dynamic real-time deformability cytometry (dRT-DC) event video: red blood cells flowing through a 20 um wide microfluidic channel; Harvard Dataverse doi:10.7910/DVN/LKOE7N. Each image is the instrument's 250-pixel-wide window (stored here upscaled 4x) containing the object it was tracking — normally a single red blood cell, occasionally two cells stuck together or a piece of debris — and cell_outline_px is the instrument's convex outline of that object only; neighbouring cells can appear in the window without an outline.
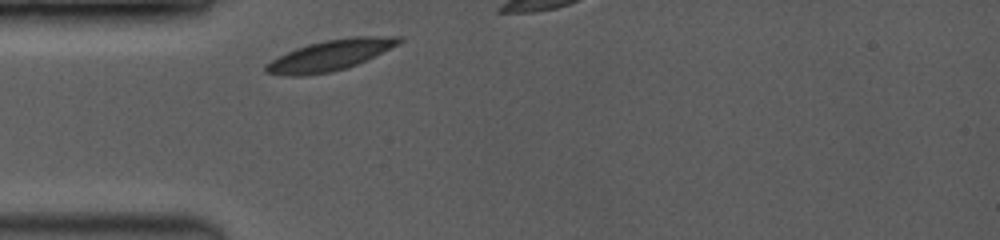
{"species": "common noctule bat (a hibernating species)", "species_latin": "Nyctalus noctula", "temperature_condition": "room temperature", "stored_images_in_passage": 7, "camera_frame_rate_fps": 3500, "um_per_image_px": 0.085, "animal": {"sex": "female", "body_mass_g": 19.0, "forearm_length_mm": 53.3}, "frame": {"image": 1, "passage_image": 1, "time_ms": 0.0, "image_size_px": [1000, 240], "cell_outline_px": [[404, 40], [356, 64], [344, 68], [328, 72], [300, 76], [288, 76], [264, 72], [264, 64], [296, 48], [308, 44], [324, 40], [352, 36], [400, 36]], "centroid_in_image_um": [28.0, 4.69], "position_along_channel_um": 57.0, "area_um2": 23.18}}
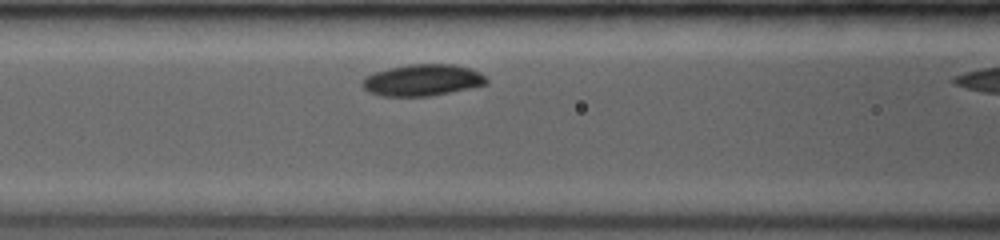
{"frame": {"image": 2, "passage_image": 6, "time_ms": 2.0, "image_size_px": [1000, 240], "cell_outline_px": [[488, 84], [428, 96], [380, 96], [368, 92], [360, 84], [360, 80], [376, 72], [388, 68], [408, 64], [452, 64], [468, 68], [480, 72], [488, 80]], "centroid_in_image_um": [35.87, 6.81], "position_along_channel_um": 130.7, "area_um2": 22.72}}